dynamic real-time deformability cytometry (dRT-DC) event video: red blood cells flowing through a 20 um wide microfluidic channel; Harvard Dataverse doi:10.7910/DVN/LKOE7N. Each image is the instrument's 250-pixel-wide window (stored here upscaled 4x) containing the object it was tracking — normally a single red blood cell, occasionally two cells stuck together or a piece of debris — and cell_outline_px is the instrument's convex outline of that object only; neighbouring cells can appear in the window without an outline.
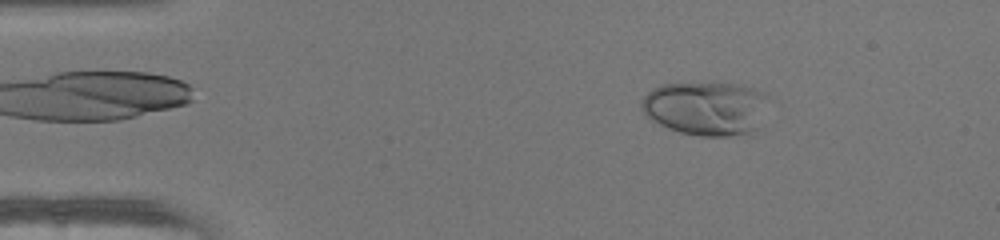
{"species": "human", "species_latin": "Homo sapiens", "temperature_condition": "warm", "stored_images_in_passage": 48, "camera_frame_rate_fps": 3000, "um_per_image_px": 0.085, "donor": {"sex": "female"}, "frame": {"image": 1, "passage_image": 7, "time_ms": 2.0, "image_size_px": [1000, 240], "cell_outline_px": [[768, 96], [752, 136], [700, 136], [680, 132], [668, 128], [652, 120], [644, 112], [640, 104], [640, 100], [652, 88], [660, 84], [716, 80], [740, 84], [764, 92]], "centroid_in_image_um": [59.98, 9.16], "position_along_channel_um": 25.0, "area_um2": 40.81}}
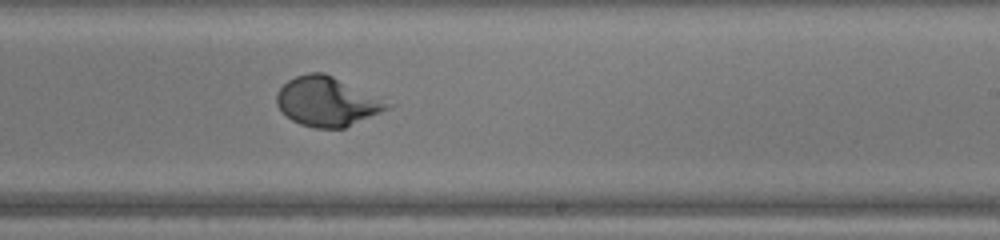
{"frame": {"image": 2, "passage_image": 29, "time_ms": 9.333, "image_size_px": [1000, 240], "cell_outline_px": [[396, 104], [380, 112], [344, 128], [316, 128], [300, 124], [292, 120], [276, 104], [276, 92], [288, 80], [296, 76], [308, 72], [324, 72]], "centroid_in_image_um": [27.81, 8.62], "position_along_channel_um": 261.2, "area_um2": 31.67}}
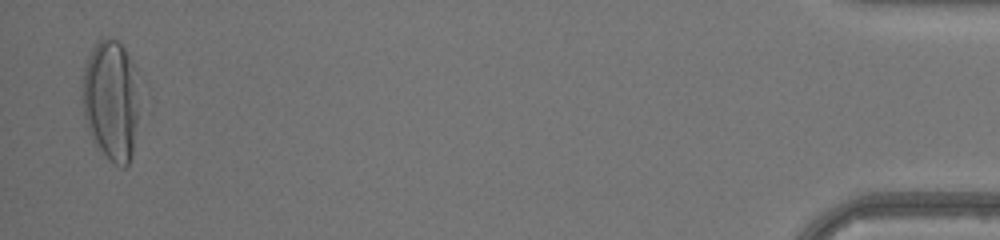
{"frame": {"image": 3, "passage_image": 47, "time_ms": 15.333, "image_size_px": [1000, 240], "cell_outline_px": [[148, 84], [132, 156], [128, 164], [124, 168], [116, 164], [92, 140], [84, 116], [80, 100], [80, 80], [84, 64], [92, 48], [100, 40], [108, 36], [116, 40], [124, 48]], "centroid_in_image_um": [9.57, 8.44], "position_along_channel_um": 425.6, "area_um2": 43.52}}